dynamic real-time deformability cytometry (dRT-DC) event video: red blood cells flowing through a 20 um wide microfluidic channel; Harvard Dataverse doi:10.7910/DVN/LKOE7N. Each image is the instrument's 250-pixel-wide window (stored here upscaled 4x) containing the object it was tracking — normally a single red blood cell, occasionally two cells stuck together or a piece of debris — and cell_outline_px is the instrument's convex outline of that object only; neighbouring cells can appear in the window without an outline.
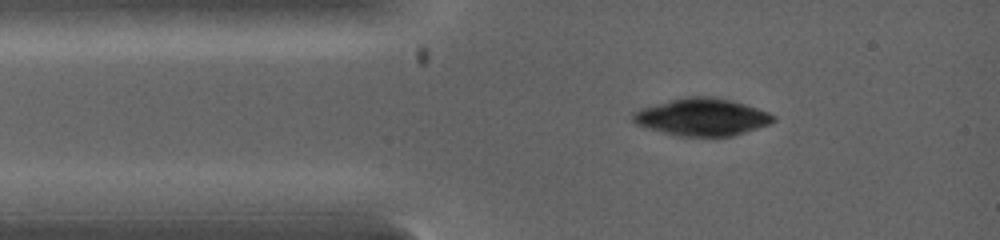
{"species": "common noctule bat (a hibernating species)", "species_latin": "Nyctalus noctula", "temperature_condition": "warm", "stored_images_in_passage": 1, "camera_frame_rate_fps": 5000, "um_per_image_px": 0.085, "animal": {"sex": "female", "body_mass_g": 19.0, "forearm_length_mm": 53.3}, "frame": {"image": 1, "passage_image": 1, "time_ms": 0.0, "image_size_px": [1000, 240], "cell_outline_px": [[776, 120], [768, 124], [732, 136], [680, 136], [648, 128], [636, 124], [632, 120], [632, 112], [640, 108], [668, 100], [684, 96], [716, 96], [732, 100], [768, 112], [776, 116]], "centroid_in_image_um": [59.64, 9.93], "position_along_channel_um": 25.4, "area_um2": 30.52}}